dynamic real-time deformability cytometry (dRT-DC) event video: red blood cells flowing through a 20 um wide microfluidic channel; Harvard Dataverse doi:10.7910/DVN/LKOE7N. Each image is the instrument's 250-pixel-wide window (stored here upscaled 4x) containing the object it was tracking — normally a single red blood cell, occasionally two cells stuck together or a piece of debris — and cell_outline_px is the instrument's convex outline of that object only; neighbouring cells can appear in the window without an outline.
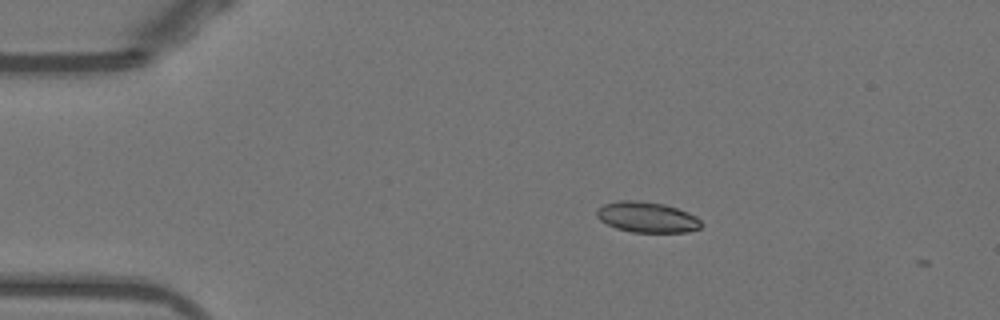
{"species": "Egyptian fruit bat (a non-hibernating species)", "species_latin": "Rousettus aegyptiacus", "temperature_condition": "warm", "stored_images_in_passage": 3, "camera_frame_rate_fps": 3000, "um_per_image_px": 0.085, "animal": {"sex": "female"}, "frame": {"image": 1, "passage_image": 1, "time_ms": 0.0, "image_size_px": [1000, 320], "cell_outline_px": [[700, 228], [688, 232], [632, 232], [616, 228], [600, 220], [596, 216], [596, 208], [604, 204], [620, 200], [640, 200], [664, 204], [688, 212], [696, 216], [700, 220]], "centroid_in_image_um": [54.97, 18.45], "position_along_channel_um": 30.0, "area_um2": 18.67}}